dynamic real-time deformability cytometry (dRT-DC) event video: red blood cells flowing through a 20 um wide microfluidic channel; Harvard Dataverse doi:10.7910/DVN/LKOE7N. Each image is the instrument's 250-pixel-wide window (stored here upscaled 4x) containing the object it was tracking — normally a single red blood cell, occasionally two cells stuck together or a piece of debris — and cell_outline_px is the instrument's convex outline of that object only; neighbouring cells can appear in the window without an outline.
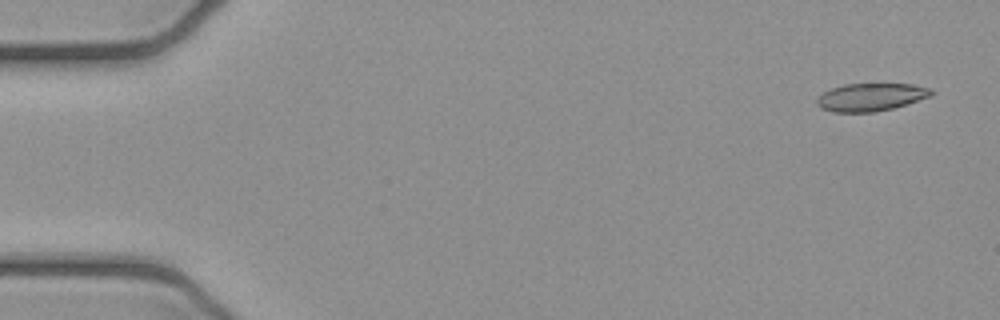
{"species": "common noctule bat (a hibernating species)", "species_latin": "Nyctalus noctula", "temperature_condition": "cold", "stored_images_in_passage": 6, "camera_frame_rate_fps": 3000, "um_per_image_px": 0.085, "animal": {"sex": "female", "body_mass_g": 21.9}, "frame": {"image": 1, "passage_image": 1, "time_ms": 0.0, "image_size_px": [1000, 320], "cell_outline_px": [[936, 92], [932, 96], [892, 108], [872, 112], [832, 112], [820, 108], [816, 104], [816, 100], [824, 92], [832, 88], [844, 84], [912, 84], [932, 88]], "centroid_in_image_um": [74.04, 8.25], "position_along_channel_um": 11.0, "area_um2": 18.55}}
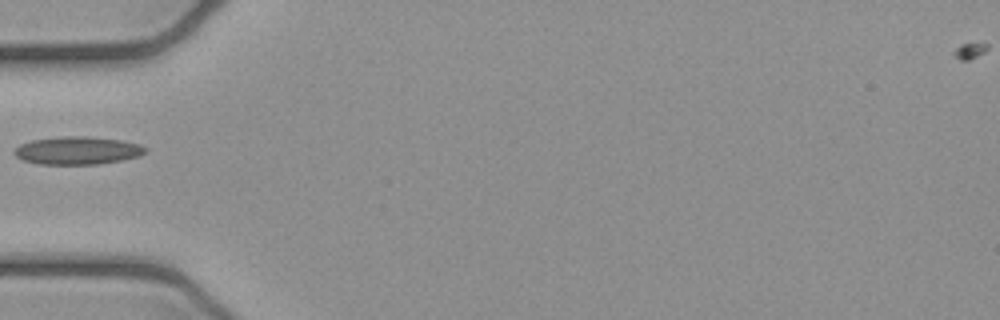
{"frame": {"image": 2, "passage_image": 5, "time_ms": 1.333, "image_size_px": [1000, 320], "cell_outline_px": [[148, 152], [140, 156], [100, 164], [40, 164], [24, 160], [16, 156], [12, 152], [20, 144], [32, 140], [64, 136], [88, 136], [120, 140], [140, 144], [148, 148]], "centroid_in_image_um": [6.62, 12.79], "position_along_channel_um": 78.4, "area_um2": 21.33}}
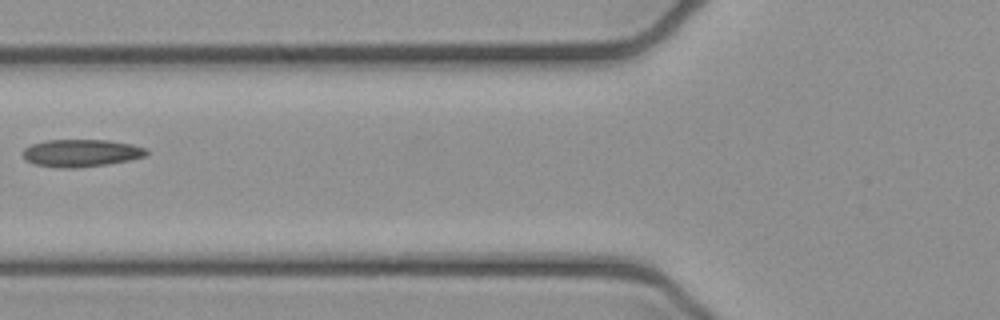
{"frame": {"image": 3, "passage_image": 6, "time_ms": 1.667, "image_size_px": [1000, 320], "cell_outline_px": [[148, 152], [144, 156], [128, 160], [108, 164], [76, 168], [60, 168], [32, 164], [24, 160], [24, 148], [32, 144], [44, 140], [108, 140], [132, 144], [148, 148]], "centroid_in_image_um": [6.88, 13.01], "position_along_channel_um": 118.9, "area_um2": 19.88}}